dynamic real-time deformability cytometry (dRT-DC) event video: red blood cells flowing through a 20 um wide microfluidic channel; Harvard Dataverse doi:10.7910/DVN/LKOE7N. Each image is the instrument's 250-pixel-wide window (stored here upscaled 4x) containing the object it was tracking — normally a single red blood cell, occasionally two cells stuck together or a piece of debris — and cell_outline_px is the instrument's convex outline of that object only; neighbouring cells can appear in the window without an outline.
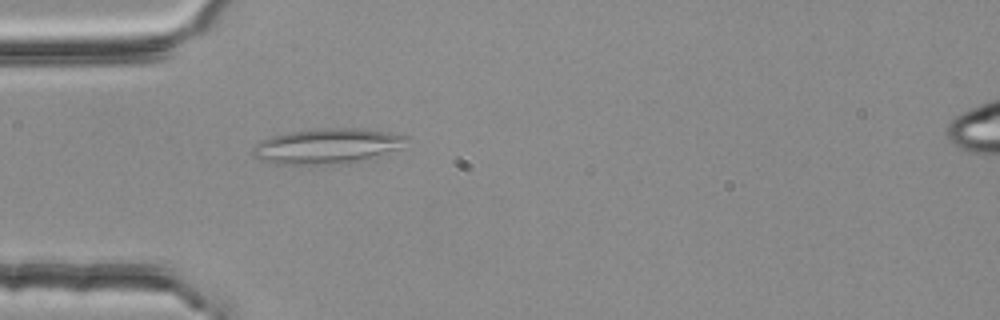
{"species": "common noctule bat (a hibernating species)", "species_latin": "Nyctalus noctula", "temperature_condition": "room temperature", "stored_images_in_passage": 2, "camera_frame_rate_fps": 3000, "um_per_image_px": 0.085, "animal": {"sex": "female", "body_mass_g": 25.1}, "frame": {"image": 1, "passage_image": 2, "time_ms": 0.333, "image_size_px": [1000, 320], "cell_outline_px": [[412, 136], [396, 148], [360, 160], [340, 164], [276, 164], [260, 160], [252, 152], [252, 148], [256, 144], [272, 136], [292, 132], [320, 128], [360, 128], [388, 132]], "centroid_in_image_um": [27.76, 12.41], "position_along_channel_um": 57.2, "area_um2": 30.87}}